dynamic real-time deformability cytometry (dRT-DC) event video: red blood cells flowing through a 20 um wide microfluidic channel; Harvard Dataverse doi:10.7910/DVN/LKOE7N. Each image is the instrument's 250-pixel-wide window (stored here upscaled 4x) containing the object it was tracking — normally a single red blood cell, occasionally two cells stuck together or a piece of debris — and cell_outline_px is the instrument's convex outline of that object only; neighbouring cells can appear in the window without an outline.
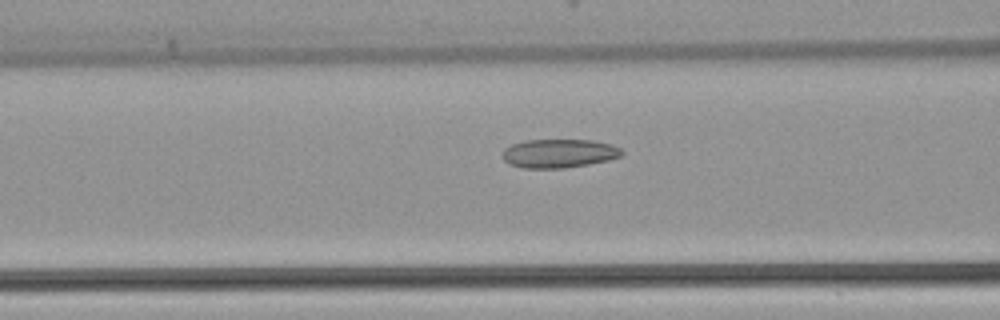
{"species": "common noctule bat (a hibernating species)", "species_latin": "Nyctalus noctula", "temperature_condition": "warm", "stored_images_in_passage": 34, "camera_frame_rate_fps": 3000, "um_per_image_px": 0.085, "animal": {"sex": "female", "body_mass_g": 22.7, "forearm_length_mm": 54.2}, "frame": {"image": 1, "passage_image": 11, "time_ms": 3.333, "image_size_px": [1000, 320], "cell_outline_px": [[624, 152], [620, 156], [608, 160], [588, 164], [564, 168], [524, 168], [508, 164], [504, 160], [504, 148], [512, 144], [524, 140], [592, 140], [612, 144], [620, 148]], "centroid_in_image_um": [47.51, 13.03], "position_along_channel_um": 119.1, "area_um2": 19.94}}
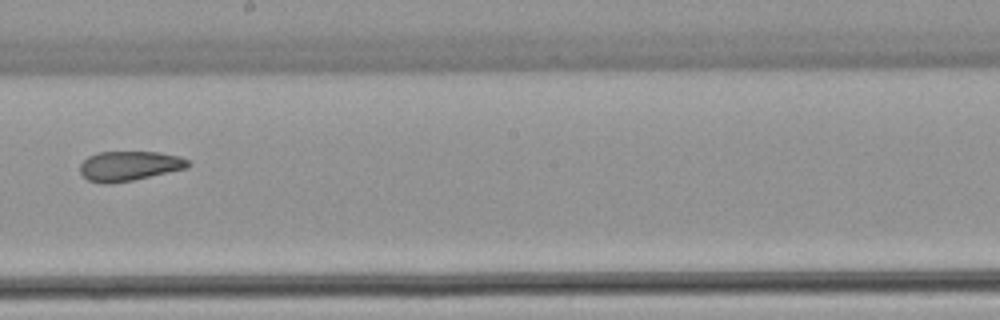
{"frame": {"image": 2, "passage_image": 19, "time_ms": 6.0, "image_size_px": [1000, 320], "cell_outline_px": [[192, 164], [188, 168], [132, 180], [108, 184], [104, 184], [88, 180], [80, 172], [80, 164], [88, 156], [96, 152], [160, 152], [180, 156], [188, 160]], "centroid_in_image_um": [11.0, 14.1], "position_along_channel_um": 237.2, "area_um2": 18.79}}
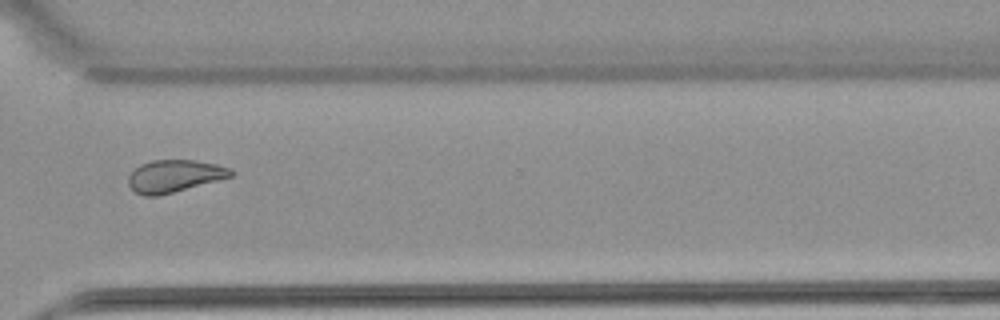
{"frame": {"image": 3, "passage_image": 27, "time_ms": 8.667, "image_size_px": [1000, 320], "cell_outline_px": [[236, 172], [232, 176], [160, 196], [144, 196], [136, 192], [128, 184], [128, 176], [140, 164], [152, 160], [192, 160], [216, 164], [228, 168]], "centroid_in_image_um": [14.81, 14.97], "position_along_channel_um": 355.8, "area_um2": 19.19}}